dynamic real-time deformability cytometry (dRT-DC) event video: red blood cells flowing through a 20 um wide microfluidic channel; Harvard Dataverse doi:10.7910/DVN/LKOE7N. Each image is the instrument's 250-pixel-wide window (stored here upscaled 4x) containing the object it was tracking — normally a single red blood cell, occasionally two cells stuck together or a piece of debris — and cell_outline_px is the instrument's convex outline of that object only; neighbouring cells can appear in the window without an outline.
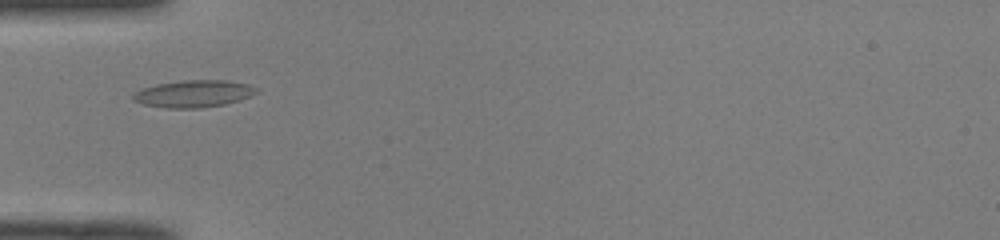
{"species": "common noctule bat (a hibernating species)", "species_latin": "Nyctalus noctula", "temperature_condition": "room temperature", "stored_images_in_passage": 33, "camera_frame_rate_fps": 3000, "um_per_image_px": 0.085, "animal": {"sex": "male", "body_mass_g": 19.0, "forearm_length_mm": 50.8}, "frame": {"image": 1, "passage_image": 1, "time_ms": 0.0, "image_size_px": [1000, 240], "cell_outline_px": [[260, 88], [256, 92], [248, 96], [224, 104], [196, 108], [164, 108], [144, 104], [132, 100], [132, 96], [136, 92], [144, 88], [156, 84], [184, 80], [224, 80], [248, 84]], "centroid_in_image_um": [16.43, 7.96], "position_along_channel_um": 68.6, "area_um2": 19.19}}
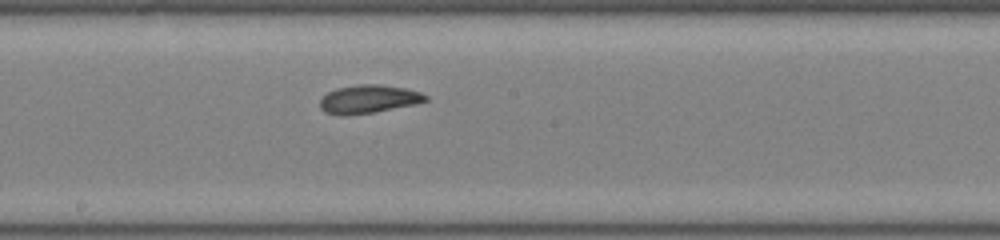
{"frame": {"image": 2, "passage_image": 12, "time_ms": 3.667, "image_size_px": [1000, 240], "cell_outline_px": [[428, 100], [416, 104], [372, 112], [344, 116], [340, 116], [324, 112], [320, 108], [320, 100], [328, 92], [336, 88], [360, 84], [380, 84], [404, 88], [420, 92], [428, 96]], "centroid_in_image_um": [31.31, 8.42], "position_along_channel_um": 216.9, "area_um2": 17.4}}
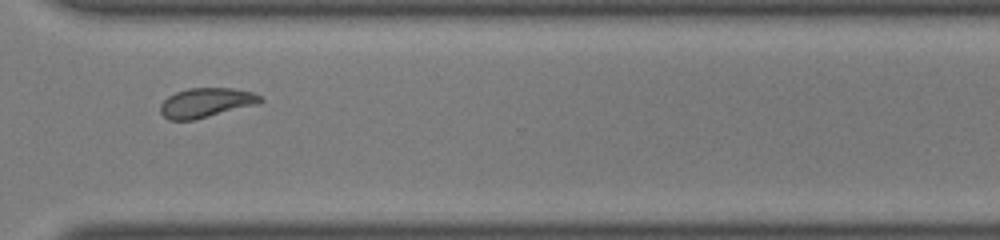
{"frame": {"image": 3, "passage_image": 22, "time_ms": 7.0, "image_size_px": [1000, 240], "cell_outline_px": [[264, 100], [260, 104], [192, 120], [168, 120], [160, 112], [160, 104], [168, 96], [176, 92], [188, 88], [232, 88], [252, 92], [260, 96]], "centroid_in_image_um": [17.52, 8.73], "position_along_channel_um": 353.1, "area_um2": 17.22}, "authors_computed_cell_mechanics": {"area_um2": 17.4556, "velocity_mm_per_s": 4.064, "shape_relaxation_time_tau1_ms": 3.0839, "shape_relaxation_time_tau2_ms": 2.4184, "deformation_change_tau1": 0.1031, "deformation_change_tau2": 0.0615}}